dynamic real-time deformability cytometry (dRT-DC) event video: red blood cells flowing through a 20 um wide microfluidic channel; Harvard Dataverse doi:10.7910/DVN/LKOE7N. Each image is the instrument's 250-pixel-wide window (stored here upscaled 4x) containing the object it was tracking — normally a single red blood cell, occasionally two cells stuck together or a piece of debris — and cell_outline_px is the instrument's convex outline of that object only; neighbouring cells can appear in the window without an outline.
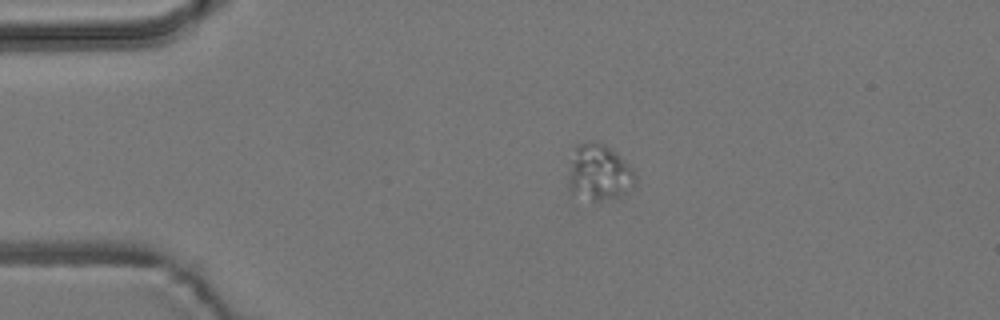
{"species": "common noctule bat (a hibernating species)", "species_latin": "Nyctalus noctula", "temperature_condition": "room temperature", "stored_images_in_passage": 6, "camera_frame_rate_fps": 3000, "um_per_image_px": 0.085, "animal": {"sex": "male", "body_mass_g": 19.2, "forearm_length_mm": 51.8}, "frame": {"image": 1, "passage_image": 3, "time_ms": 2.333, "image_size_px": [1000, 320], "cell_outline_px": [[636, 180], [620, 196], [600, 200], [592, 200], [568, 192], [568, 176], [572, 148], [576, 144], [588, 140], [592, 140], [604, 144], [616, 152], [632, 168], [636, 176]], "centroid_in_image_um": [50.85, 14.61], "position_along_channel_um": 34.2, "area_um2": 22.02}}
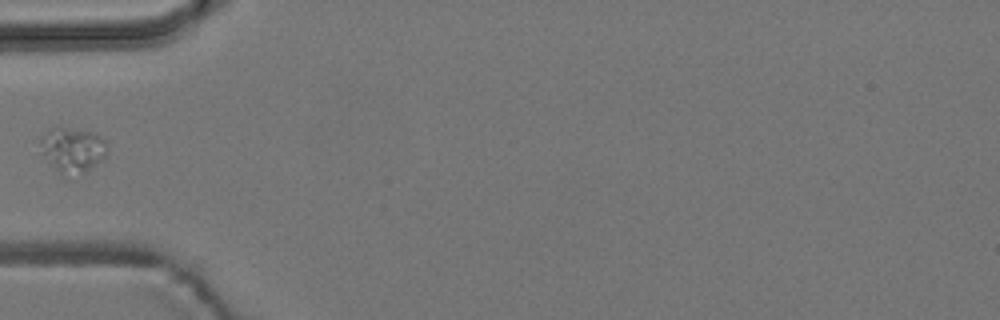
{"frame": {"image": 2, "passage_image": 5, "time_ms": 4.667, "image_size_px": [1000, 320], "cell_outline_px": [[104, 156], [88, 172], [68, 180], [64, 180], [60, 176], [40, 152], [36, 140], [48, 128], [64, 128], [92, 132], [100, 136], [104, 140]], "centroid_in_image_um": [6.04, 12.82], "position_along_channel_um": 79.0, "area_um2": 18.21}}
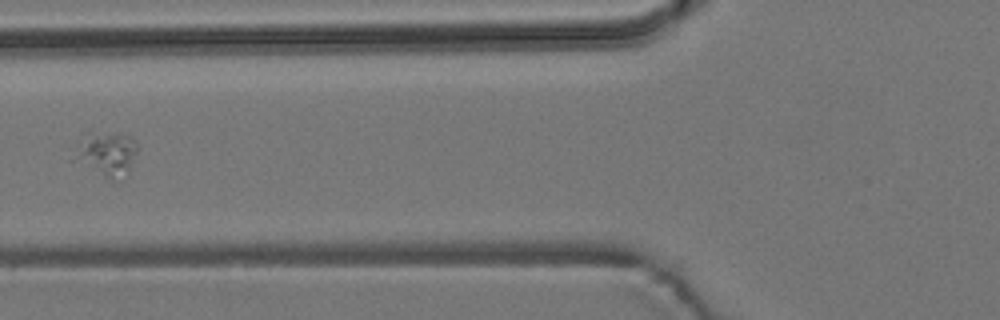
{"frame": {"image": 3, "passage_image": 6, "time_ms": 5.667, "image_size_px": [1000, 320], "cell_outline_px": [[136, 152], [128, 168], [112, 180], [108, 180], [72, 160], [88, 132], [120, 132], [136, 140]], "centroid_in_image_um": [9.04, 13.04], "position_along_channel_um": 116.8, "area_um2": 15.66}}